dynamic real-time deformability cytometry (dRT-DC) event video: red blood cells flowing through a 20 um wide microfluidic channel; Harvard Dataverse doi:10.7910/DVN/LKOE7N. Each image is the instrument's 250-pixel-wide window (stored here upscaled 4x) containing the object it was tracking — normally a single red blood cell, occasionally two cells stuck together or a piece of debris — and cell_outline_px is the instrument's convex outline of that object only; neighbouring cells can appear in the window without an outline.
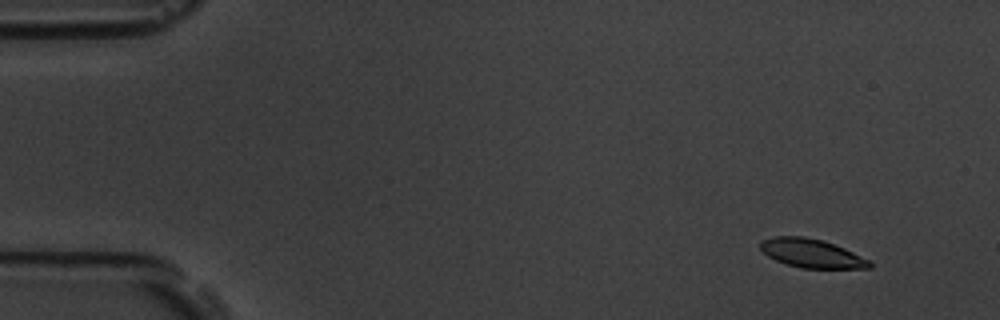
{"species": "common noctule bat (a hibernating species)", "species_latin": "Nyctalus noctula", "temperature_condition": "room temperature", "stored_images_in_passage": 8, "camera_frame_rate_fps": 3000, "um_per_image_px": 0.085, "animal": {"sex": "male", "body_mass_g": 19.5, "forearm_length_mm": 54.6}, "frame": {"image": 1, "passage_image": 2, "time_ms": 0.333, "image_size_px": [1000, 320], "cell_outline_px": [[872, 268], [800, 268], [776, 260], [768, 256], [760, 248], [760, 240], [772, 236], [804, 236], [824, 240], [844, 248], [868, 260], [872, 264]], "centroid_in_image_um": [68.95, 21.52], "position_along_channel_um": 16.0, "area_um2": 18.21}}
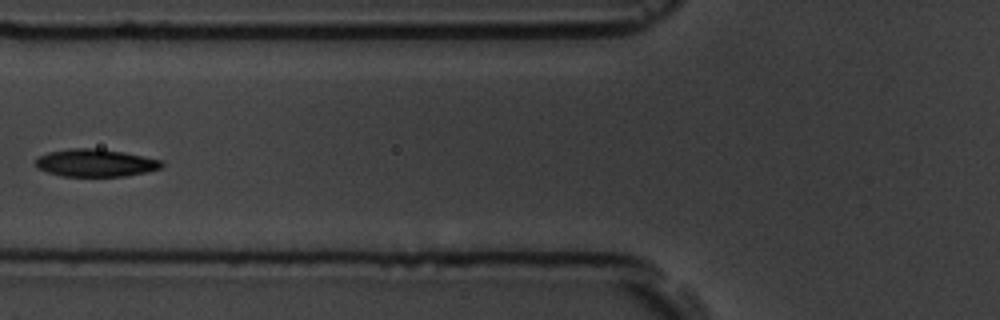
{"frame": {"image": 2, "passage_image": 7, "time_ms": 2.0, "image_size_px": [1000, 320], "cell_outline_px": [[164, 164], [160, 168], [144, 172], [124, 176], [60, 176], [36, 168], [32, 164], [40, 156], [48, 152], [68, 148], [96, 148], [124, 152], [160, 160]], "centroid_in_image_um": [8.05, 13.84], "position_along_channel_um": 117.8, "area_um2": 20.23}}
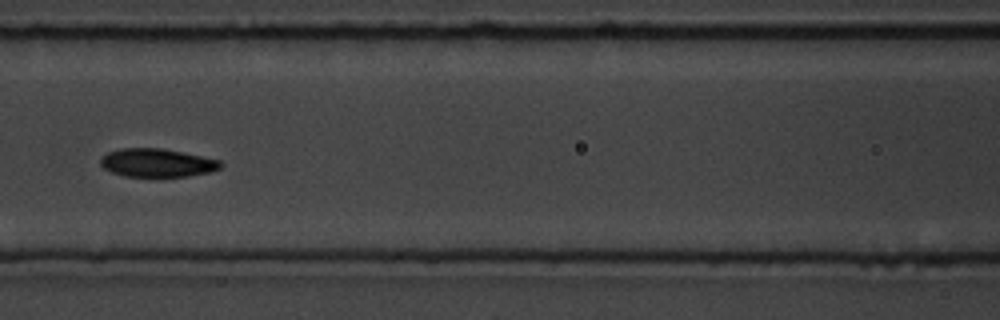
{"frame": {"image": 3, "passage_image": 8, "time_ms": 2.333, "image_size_px": [1000, 320], "cell_outline_px": [[224, 164], [220, 168], [212, 172], [188, 176], [124, 176], [112, 172], [104, 168], [100, 164], [100, 156], [108, 152], [120, 148], [160, 148], [220, 160]], "centroid_in_image_um": [13.34, 13.84], "position_along_channel_um": 153.3, "area_um2": 19.77}}